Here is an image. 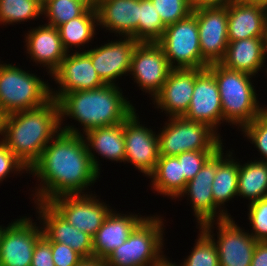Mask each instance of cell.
Instances as JSON below:
<instances>
[{"label":"cell","instance_id":"cell-1","mask_svg":"<svg viewBox=\"0 0 267 266\" xmlns=\"http://www.w3.org/2000/svg\"><path fill=\"white\" fill-rule=\"evenodd\" d=\"M74 127H61L29 168L28 173L41 181L33 194L34 202L48 203L59 196L84 194L88 186L99 179L100 174L92 165L83 134Z\"/></svg>","mask_w":267,"mask_h":266},{"label":"cell","instance_id":"cell-2","mask_svg":"<svg viewBox=\"0 0 267 266\" xmlns=\"http://www.w3.org/2000/svg\"><path fill=\"white\" fill-rule=\"evenodd\" d=\"M61 131L58 102L4 115L1 141L29 169Z\"/></svg>","mask_w":267,"mask_h":266},{"label":"cell","instance_id":"cell-3","mask_svg":"<svg viewBox=\"0 0 267 266\" xmlns=\"http://www.w3.org/2000/svg\"><path fill=\"white\" fill-rule=\"evenodd\" d=\"M127 99L118 84L65 93L57 100L60 125L63 118H73L85 133L93 128L121 124L136 110Z\"/></svg>","mask_w":267,"mask_h":266},{"label":"cell","instance_id":"cell-4","mask_svg":"<svg viewBox=\"0 0 267 266\" xmlns=\"http://www.w3.org/2000/svg\"><path fill=\"white\" fill-rule=\"evenodd\" d=\"M207 69L214 75L218 85L223 122L242 129L264 111L252 85V75L228 69L220 63L209 64Z\"/></svg>","mask_w":267,"mask_h":266},{"label":"cell","instance_id":"cell-5","mask_svg":"<svg viewBox=\"0 0 267 266\" xmlns=\"http://www.w3.org/2000/svg\"><path fill=\"white\" fill-rule=\"evenodd\" d=\"M37 75L16 65L0 63V110L4 115L48 103L51 87Z\"/></svg>","mask_w":267,"mask_h":266},{"label":"cell","instance_id":"cell-6","mask_svg":"<svg viewBox=\"0 0 267 266\" xmlns=\"http://www.w3.org/2000/svg\"><path fill=\"white\" fill-rule=\"evenodd\" d=\"M163 223L160 216L145 217L104 260L106 266H153L164 256Z\"/></svg>","mask_w":267,"mask_h":266},{"label":"cell","instance_id":"cell-7","mask_svg":"<svg viewBox=\"0 0 267 266\" xmlns=\"http://www.w3.org/2000/svg\"><path fill=\"white\" fill-rule=\"evenodd\" d=\"M157 135L160 156H177L186 151H216L223 145L219 133L209 125L184 117H169Z\"/></svg>","mask_w":267,"mask_h":266},{"label":"cell","instance_id":"cell-8","mask_svg":"<svg viewBox=\"0 0 267 266\" xmlns=\"http://www.w3.org/2000/svg\"><path fill=\"white\" fill-rule=\"evenodd\" d=\"M157 43L172 69H206L209 65L201 54L198 22L193 13L166 26Z\"/></svg>","mask_w":267,"mask_h":266},{"label":"cell","instance_id":"cell-9","mask_svg":"<svg viewBox=\"0 0 267 266\" xmlns=\"http://www.w3.org/2000/svg\"><path fill=\"white\" fill-rule=\"evenodd\" d=\"M233 219L228 217L217 222L211 221L201 228L217 246L219 266H250L258 241L249 232L242 230ZM214 224H218L217 241L212 231Z\"/></svg>","mask_w":267,"mask_h":266},{"label":"cell","instance_id":"cell-10","mask_svg":"<svg viewBox=\"0 0 267 266\" xmlns=\"http://www.w3.org/2000/svg\"><path fill=\"white\" fill-rule=\"evenodd\" d=\"M32 221L24 216L1 225L0 266H31L35 244L43 236L42 225Z\"/></svg>","mask_w":267,"mask_h":266},{"label":"cell","instance_id":"cell-11","mask_svg":"<svg viewBox=\"0 0 267 266\" xmlns=\"http://www.w3.org/2000/svg\"><path fill=\"white\" fill-rule=\"evenodd\" d=\"M88 194L63 195L48 203L71 225L93 237L111 212L109 205Z\"/></svg>","mask_w":267,"mask_h":266},{"label":"cell","instance_id":"cell-12","mask_svg":"<svg viewBox=\"0 0 267 266\" xmlns=\"http://www.w3.org/2000/svg\"><path fill=\"white\" fill-rule=\"evenodd\" d=\"M197 17L202 57L209 63H219L226 53L228 40L227 5L193 8Z\"/></svg>","mask_w":267,"mask_h":266},{"label":"cell","instance_id":"cell-13","mask_svg":"<svg viewBox=\"0 0 267 266\" xmlns=\"http://www.w3.org/2000/svg\"><path fill=\"white\" fill-rule=\"evenodd\" d=\"M172 68L157 42H138L131 58L130 73L142 91L154 98Z\"/></svg>","mask_w":267,"mask_h":266},{"label":"cell","instance_id":"cell-14","mask_svg":"<svg viewBox=\"0 0 267 266\" xmlns=\"http://www.w3.org/2000/svg\"><path fill=\"white\" fill-rule=\"evenodd\" d=\"M136 110L124 121L125 162L131 163L145 176L155 170L159 155L156 132L140 124Z\"/></svg>","mask_w":267,"mask_h":266},{"label":"cell","instance_id":"cell-15","mask_svg":"<svg viewBox=\"0 0 267 266\" xmlns=\"http://www.w3.org/2000/svg\"><path fill=\"white\" fill-rule=\"evenodd\" d=\"M52 77L59 84L58 90L51 88V98L56 101L65 93L92 90L105 85L85 51L67 52L59 67L51 74Z\"/></svg>","mask_w":267,"mask_h":266},{"label":"cell","instance_id":"cell-16","mask_svg":"<svg viewBox=\"0 0 267 266\" xmlns=\"http://www.w3.org/2000/svg\"><path fill=\"white\" fill-rule=\"evenodd\" d=\"M43 237L48 242H58L71 247L84 259L93 258V238L68 223L49 203L35 202Z\"/></svg>","mask_w":267,"mask_h":266},{"label":"cell","instance_id":"cell-17","mask_svg":"<svg viewBox=\"0 0 267 266\" xmlns=\"http://www.w3.org/2000/svg\"><path fill=\"white\" fill-rule=\"evenodd\" d=\"M119 40L85 50L105 84L115 85L116 78L119 79L130 72L132 54L138 42L132 37Z\"/></svg>","mask_w":267,"mask_h":266},{"label":"cell","instance_id":"cell-18","mask_svg":"<svg viewBox=\"0 0 267 266\" xmlns=\"http://www.w3.org/2000/svg\"><path fill=\"white\" fill-rule=\"evenodd\" d=\"M183 117L190 121L205 123L216 132H218L217 126L223 122L218 85L214 75L207 68L195 78L189 109Z\"/></svg>","mask_w":267,"mask_h":266},{"label":"cell","instance_id":"cell-19","mask_svg":"<svg viewBox=\"0 0 267 266\" xmlns=\"http://www.w3.org/2000/svg\"><path fill=\"white\" fill-rule=\"evenodd\" d=\"M204 69H172L153 104L168 117H183L189 109L195 78Z\"/></svg>","mask_w":267,"mask_h":266},{"label":"cell","instance_id":"cell-20","mask_svg":"<svg viewBox=\"0 0 267 266\" xmlns=\"http://www.w3.org/2000/svg\"><path fill=\"white\" fill-rule=\"evenodd\" d=\"M217 171V150L207 159L195 177L188 181L177 198L187 195L199 227L215 221V202L212 183Z\"/></svg>","mask_w":267,"mask_h":266},{"label":"cell","instance_id":"cell-21","mask_svg":"<svg viewBox=\"0 0 267 266\" xmlns=\"http://www.w3.org/2000/svg\"><path fill=\"white\" fill-rule=\"evenodd\" d=\"M228 7V40L264 37L267 31V6L244 0Z\"/></svg>","mask_w":267,"mask_h":266},{"label":"cell","instance_id":"cell-22","mask_svg":"<svg viewBox=\"0 0 267 266\" xmlns=\"http://www.w3.org/2000/svg\"><path fill=\"white\" fill-rule=\"evenodd\" d=\"M25 35L27 53L31 56L33 63L46 67L50 75L59 67L61 61L66 57L58 29L54 26L44 24L30 29Z\"/></svg>","mask_w":267,"mask_h":266},{"label":"cell","instance_id":"cell-23","mask_svg":"<svg viewBox=\"0 0 267 266\" xmlns=\"http://www.w3.org/2000/svg\"><path fill=\"white\" fill-rule=\"evenodd\" d=\"M145 217L137 214H119L111 210L93 238V257L105 260L117 247L122 245L134 228Z\"/></svg>","mask_w":267,"mask_h":266},{"label":"cell","instance_id":"cell-24","mask_svg":"<svg viewBox=\"0 0 267 266\" xmlns=\"http://www.w3.org/2000/svg\"><path fill=\"white\" fill-rule=\"evenodd\" d=\"M83 134L92 165L99 174L101 169L95 151L110 161H125L124 122L93 128Z\"/></svg>","mask_w":267,"mask_h":266},{"label":"cell","instance_id":"cell-25","mask_svg":"<svg viewBox=\"0 0 267 266\" xmlns=\"http://www.w3.org/2000/svg\"><path fill=\"white\" fill-rule=\"evenodd\" d=\"M97 13L101 28L122 38L131 37L139 24V0H102Z\"/></svg>","mask_w":267,"mask_h":266},{"label":"cell","instance_id":"cell-26","mask_svg":"<svg viewBox=\"0 0 267 266\" xmlns=\"http://www.w3.org/2000/svg\"><path fill=\"white\" fill-rule=\"evenodd\" d=\"M222 147L224 146L217 149V171L211 187L215 202L216 221L232 217L222 206L237 196L238 190L239 162L233 158L231 151H227L229 153L226 152L224 155Z\"/></svg>","mask_w":267,"mask_h":266},{"label":"cell","instance_id":"cell-27","mask_svg":"<svg viewBox=\"0 0 267 266\" xmlns=\"http://www.w3.org/2000/svg\"><path fill=\"white\" fill-rule=\"evenodd\" d=\"M265 61L264 37H256L229 42L219 63L228 69L255 76L265 67Z\"/></svg>","mask_w":267,"mask_h":266},{"label":"cell","instance_id":"cell-28","mask_svg":"<svg viewBox=\"0 0 267 266\" xmlns=\"http://www.w3.org/2000/svg\"><path fill=\"white\" fill-rule=\"evenodd\" d=\"M149 178L154 191L171 199H176L187 184L177 156H160Z\"/></svg>","mask_w":267,"mask_h":266},{"label":"cell","instance_id":"cell-29","mask_svg":"<svg viewBox=\"0 0 267 266\" xmlns=\"http://www.w3.org/2000/svg\"><path fill=\"white\" fill-rule=\"evenodd\" d=\"M98 23L97 9L88 8L81 16L58 26V32L64 49L70 53L74 48L84 46L93 39ZM76 46V47H75Z\"/></svg>","mask_w":267,"mask_h":266},{"label":"cell","instance_id":"cell-30","mask_svg":"<svg viewBox=\"0 0 267 266\" xmlns=\"http://www.w3.org/2000/svg\"><path fill=\"white\" fill-rule=\"evenodd\" d=\"M253 161L243 165L239 162L238 172L237 196L248 199L249 204L267 197V163Z\"/></svg>","mask_w":267,"mask_h":266},{"label":"cell","instance_id":"cell-31","mask_svg":"<svg viewBox=\"0 0 267 266\" xmlns=\"http://www.w3.org/2000/svg\"><path fill=\"white\" fill-rule=\"evenodd\" d=\"M165 28L151 0H139V24L131 37L137 42H158Z\"/></svg>","mask_w":267,"mask_h":266},{"label":"cell","instance_id":"cell-32","mask_svg":"<svg viewBox=\"0 0 267 266\" xmlns=\"http://www.w3.org/2000/svg\"><path fill=\"white\" fill-rule=\"evenodd\" d=\"M40 15L42 6L35 0H0V23L3 25L35 20Z\"/></svg>","mask_w":267,"mask_h":266},{"label":"cell","instance_id":"cell-33","mask_svg":"<svg viewBox=\"0 0 267 266\" xmlns=\"http://www.w3.org/2000/svg\"><path fill=\"white\" fill-rule=\"evenodd\" d=\"M89 7L79 0H50L42 7L48 25L58 27L81 16Z\"/></svg>","mask_w":267,"mask_h":266},{"label":"cell","instance_id":"cell-34","mask_svg":"<svg viewBox=\"0 0 267 266\" xmlns=\"http://www.w3.org/2000/svg\"><path fill=\"white\" fill-rule=\"evenodd\" d=\"M199 231L191 254L181 266H219L218 250L214 240L201 227Z\"/></svg>","mask_w":267,"mask_h":266},{"label":"cell","instance_id":"cell-35","mask_svg":"<svg viewBox=\"0 0 267 266\" xmlns=\"http://www.w3.org/2000/svg\"><path fill=\"white\" fill-rule=\"evenodd\" d=\"M165 26L188 17L193 12L191 0H151Z\"/></svg>","mask_w":267,"mask_h":266},{"label":"cell","instance_id":"cell-36","mask_svg":"<svg viewBox=\"0 0 267 266\" xmlns=\"http://www.w3.org/2000/svg\"><path fill=\"white\" fill-rule=\"evenodd\" d=\"M242 132L247 139L254 143L259 153L264 156L262 160L267 163V113L263 111L252 122L245 125Z\"/></svg>","mask_w":267,"mask_h":266},{"label":"cell","instance_id":"cell-37","mask_svg":"<svg viewBox=\"0 0 267 266\" xmlns=\"http://www.w3.org/2000/svg\"><path fill=\"white\" fill-rule=\"evenodd\" d=\"M248 207L251 236L256 241H267V197L249 204Z\"/></svg>","mask_w":267,"mask_h":266},{"label":"cell","instance_id":"cell-38","mask_svg":"<svg viewBox=\"0 0 267 266\" xmlns=\"http://www.w3.org/2000/svg\"><path fill=\"white\" fill-rule=\"evenodd\" d=\"M214 152L215 151H186L177 155L181 163L182 174L187 182L195 177Z\"/></svg>","mask_w":267,"mask_h":266},{"label":"cell","instance_id":"cell-39","mask_svg":"<svg viewBox=\"0 0 267 266\" xmlns=\"http://www.w3.org/2000/svg\"><path fill=\"white\" fill-rule=\"evenodd\" d=\"M24 171L28 173L29 169L0 140V182L9 177L11 173L19 174Z\"/></svg>","mask_w":267,"mask_h":266},{"label":"cell","instance_id":"cell-40","mask_svg":"<svg viewBox=\"0 0 267 266\" xmlns=\"http://www.w3.org/2000/svg\"><path fill=\"white\" fill-rule=\"evenodd\" d=\"M49 243L51 244L52 258L55 266H76L84 259L65 244L58 242Z\"/></svg>","mask_w":267,"mask_h":266},{"label":"cell","instance_id":"cell-41","mask_svg":"<svg viewBox=\"0 0 267 266\" xmlns=\"http://www.w3.org/2000/svg\"><path fill=\"white\" fill-rule=\"evenodd\" d=\"M31 266H55L51 244L43 236L35 244Z\"/></svg>","mask_w":267,"mask_h":266},{"label":"cell","instance_id":"cell-42","mask_svg":"<svg viewBox=\"0 0 267 266\" xmlns=\"http://www.w3.org/2000/svg\"><path fill=\"white\" fill-rule=\"evenodd\" d=\"M250 266H267V241H258Z\"/></svg>","mask_w":267,"mask_h":266},{"label":"cell","instance_id":"cell-43","mask_svg":"<svg viewBox=\"0 0 267 266\" xmlns=\"http://www.w3.org/2000/svg\"><path fill=\"white\" fill-rule=\"evenodd\" d=\"M238 0H191L194 8L200 6H212V5H228Z\"/></svg>","mask_w":267,"mask_h":266},{"label":"cell","instance_id":"cell-44","mask_svg":"<svg viewBox=\"0 0 267 266\" xmlns=\"http://www.w3.org/2000/svg\"><path fill=\"white\" fill-rule=\"evenodd\" d=\"M76 266H106L105 261L98 258L83 259Z\"/></svg>","mask_w":267,"mask_h":266},{"label":"cell","instance_id":"cell-45","mask_svg":"<svg viewBox=\"0 0 267 266\" xmlns=\"http://www.w3.org/2000/svg\"><path fill=\"white\" fill-rule=\"evenodd\" d=\"M153 266H181L180 264L179 265H176L175 262L172 263L170 262L169 259H167L165 257V255L159 260L157 261Z\"/></svg>","mask_w":267,"mask_h":266},{"label":"cell","instance_id":"cell-46","mask_svg":"<svg viewBox=\"0 0 267 266\" xmlns=\"http://www.w3.org/2000/svg\"><path fill=\"white\" fill-rule=\"evenodd\" d=\"M86 4L91 9H97L98 1L97 0H79Z\"/></svg>","mask_w":267,"mask_h":266},{"label":"cell","instance_id":"cell-47","mask_svg":"<svg viewBox=\"0 0 267 266\" xmlns=\"http://www.w3.org/2000/svg\"><path fill=\"white\" fill-rule=\"evenodd\" d=\"M250 3H257V4H261L264 6H267V0H244Z\"/></svg>","mask_w":267,"mask_h":266},{"label":"cell","instance_id":"cell-48","mask_svg":"<svg viewBox=\"0 0 267 266\" xmlns=\"http://www.w3.org/2000/svg\"><path fill=\"white\" fill-rule=\"evenodd\" d=\"M4 114L0 110V135L2 136Z\"/></svg>","mask_w":267,"mask_h":266},{"label":"cell","instance_id":"cell-49","mask_svg":"<svg viewBox=\"0 0 267 266\" xmlns=\"http://www.w3.org/2000/svg\"><path fill=\"white\" fill-rule=\"evenodd\" d=\"M264 48H265V59H267V31H266V34L264 36Z\"/></svg>","mask_w":267,"mask_h":266},{"label":"cell","instance_id":"cell-50","mask_svg":"<svg viewBox=\"0 0 267 266\" xmlns=\"http://www.w3.org/2000/svg\"><path fill=\"white\" fill-rule=\"evenodd\" d=\"M35 1L43 7L50 0H35Z\"/></svg>","mask_w":267,"mask_h":266},{"label":"cell","instance_id":"cell-51","mask_svg":"<svg viewBox=\"0 0 267 266\" xmlns=\"http://www.w3.org/2000/svg\"><path fill=\"white\" fill-rule=\"evenodd\" d=\"M264 111L267 113V106L266 107L264 106Z\"/></svg>","mask_w":267,"mask_h":266}]
</instances>
